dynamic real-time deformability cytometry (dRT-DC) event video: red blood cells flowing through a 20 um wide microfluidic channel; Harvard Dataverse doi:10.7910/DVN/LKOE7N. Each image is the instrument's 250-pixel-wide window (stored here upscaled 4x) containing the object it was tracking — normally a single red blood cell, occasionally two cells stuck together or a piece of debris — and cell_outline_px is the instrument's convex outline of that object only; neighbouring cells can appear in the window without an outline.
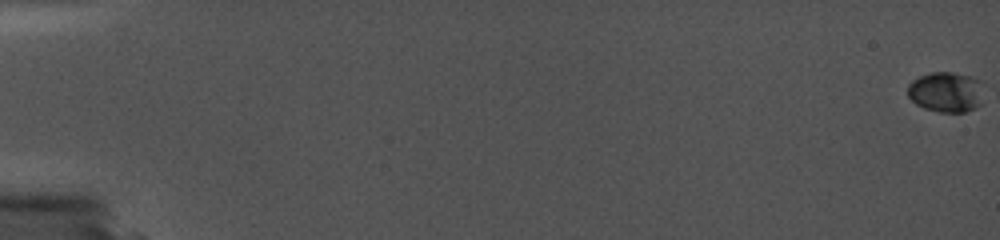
{"species": "common noctule bat (a hibernating species)", "species_latin": "Nyctalus noctula", "temperature_condition": "cold", "stored_images_in_passage": 38, "camera_frame_rate_fps": 5000, "um_per_image_px": 0.085, "animal": {"sex": "female", "body_mass_g": 19.0, "forearm_length_mm": 56.7}, "frame": {"image": 1, "passage_image": 1, "time_ms": 0.0, "image_size_px": [1000, 240], "cell_outline_px": [[980, 104], [976, 108], [964, 112], [940, 112], [924, 108], [916, 104], [908, 96], [908, 84], [912, 80], [920, 76], [932, 72], [952, 72], [972, 76], [980, 80]], "centroid_in_image_um": [80.38, 7.81], "position_along_channel_um": 4.6, "area_um2": 17.74}}
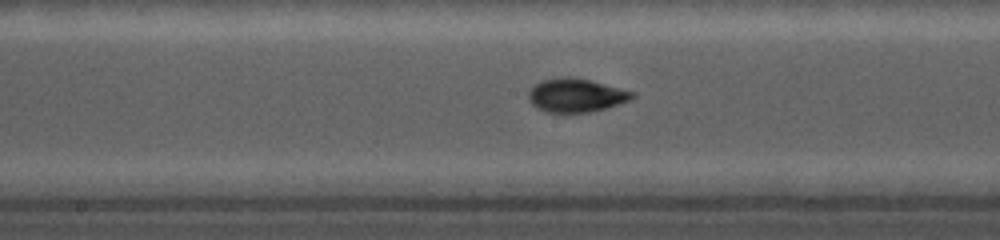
{"frame": {"image": 2, "passage_image": 28, "time_ms": 10.6, "image_size_px": [1000, 240], "cell_outline_px": [[636, 96], [628, 100], [604, 108], [588, 112], [544, 112], [532, 104], [528, 100], [528, 92], [540, 80], [568, 76], [588, 80], [636, 92]], "centroid_in_image_um": [48.93, 8.09], "position_along_channel_um": 199.3, "area_um2": 20.0}}
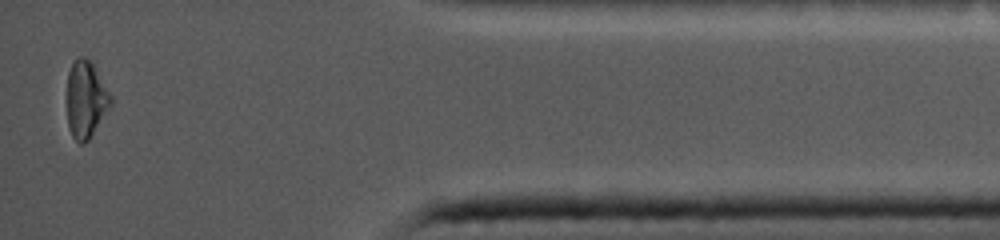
{"frame": {"image": 3, "passage_image": 38, "time_ms": 17.4, "image_size_px": [1000, 240], "cell_outline_px": [[112, 104], [88, 140], [84, 144], [80, 144], [72, 136], [68, 128], [68, 72], [72, 64], [80, 56], [84, 56], [92, 64], [112, 96]], "centroid_in_image_um": [7.3, 8.48], "position_along_channel_um": 427.9, "area_um2": 19.25}}